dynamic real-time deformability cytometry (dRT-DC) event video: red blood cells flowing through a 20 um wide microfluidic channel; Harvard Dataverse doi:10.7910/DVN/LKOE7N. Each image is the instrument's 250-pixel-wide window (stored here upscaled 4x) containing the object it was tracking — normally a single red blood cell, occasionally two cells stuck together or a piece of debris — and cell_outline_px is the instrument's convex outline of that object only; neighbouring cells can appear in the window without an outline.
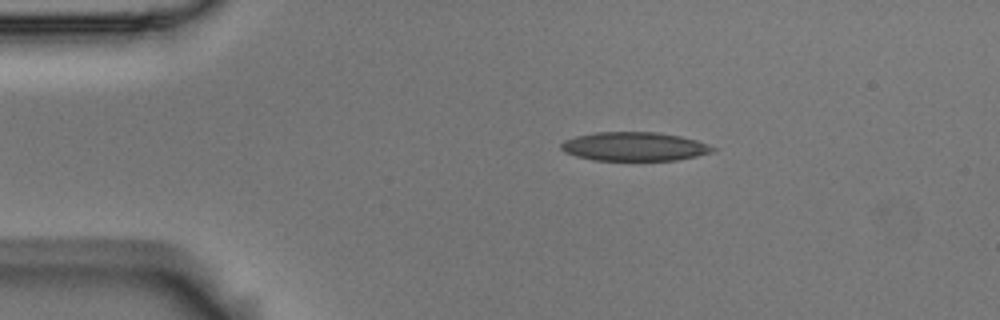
{"species": "Egyptian fruit bat (a non-hibernating species)", "species_latin": "Rousettus aegyptiacus", "temperature_condition": "room temperature", "stored_images_in_passage": 7, "camera_frame_rate_fps": 3000, "um_per_image_px": 0.085, "animal": {"sex": "male"}, "frame": {"image": 1, "passage_image": 2, "time_ms": 0.333, "image_size_px": [1000, 320], "cell_outline_px": [[716, 152], [676, 160], [592, 160], [576, 156], [564, 152], [560, 148], [560, 144], [564, 140], [576, 136], [596, 132], [656, 132], [680, 136], [696, 140], [716, 148]], "centroid_in_image_um": [53.91, 12.45], "position_along_channel_um": 31.1, "area_um2": 25.49}}
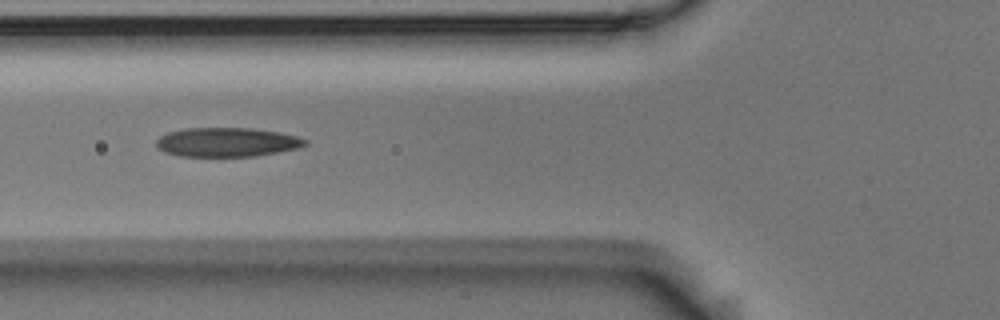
{"frame": {"image": 2, "passage_image": 5, "time_ms": 1.333, "image_size_px": [1000, 320], "cell_outline_px": [[308, 144], [300, 148], [252, 156], [180, 156], [164, 152], [156, 144], [156, 140], [160, 136], [168, 132], [184, 128], [252, 128], [280, 132], [296, 136], [308, 140]], "centroid_in_image_um": [19.31, 12.07], "position_along_channel_um": 106.5, "area_um2": 25.26}}
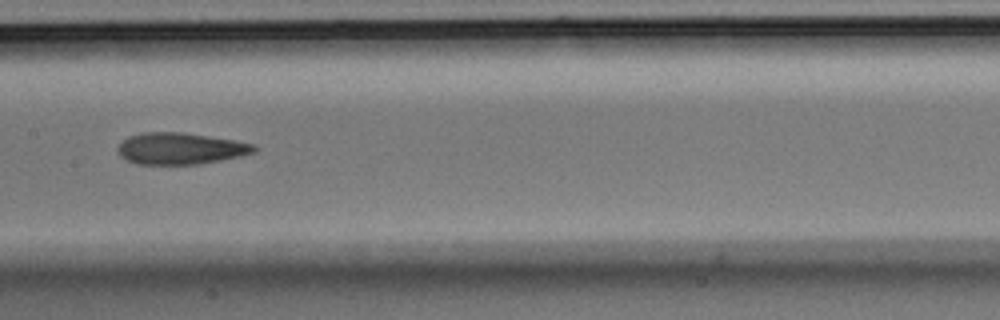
{"frame": {"image": 3, "passage_image": 7, "time_ms": 2.0, "image_size_px": [1000, 320], "cell_outline_px": [[260, 148], [256, 152], [240, 156], [200, 164], [140, 164], [128, 160], [120, 156], [116, 148], [128, 136], [140, 132], [180, 132], [236, 140], [256, 144]], "centroid_in_image_um": [15.38, 12.62], "position_along_channel_um": 192.0, "area_um2": 25.2}}